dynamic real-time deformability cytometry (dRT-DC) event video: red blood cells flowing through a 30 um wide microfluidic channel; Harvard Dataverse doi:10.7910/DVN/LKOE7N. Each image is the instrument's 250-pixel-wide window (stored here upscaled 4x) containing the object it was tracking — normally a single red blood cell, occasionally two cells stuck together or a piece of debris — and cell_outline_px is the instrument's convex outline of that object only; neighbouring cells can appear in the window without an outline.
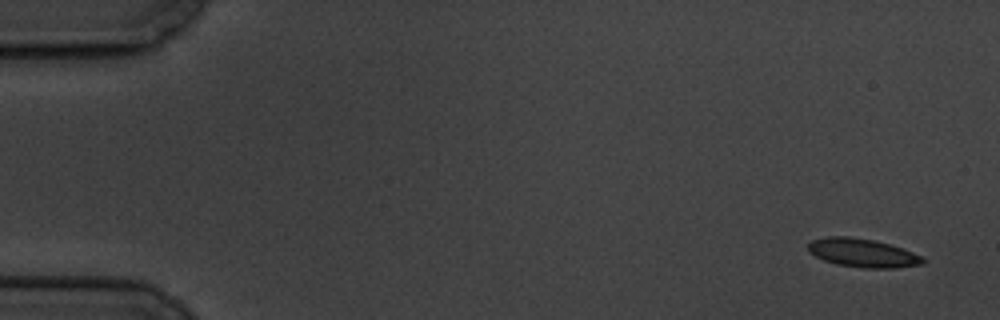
{"species": "common noctule bat (a hibernating species)", "species_latin": "Nyctalus noctula", "temperature_condition": "cold", "stored_images_in_passage": 11, "camera_frame_rate_fps": 3000, "um_per_image_px": 0.085, "animal": {"sex": "male", "body_mass_g": 19.5, "forearm_length_mm": 54.6}, "frame": {"image": 1, "passage_image": 1, "time_ms": 0.0, "image_size_px": [1000, 320], "cell_outline_px": [[924, 264], [892, 268], [864, 268], [836, 264], [824, 260], [808, 252], [808, 244], [812, 240], [828, 236], [848, 236], [872, 240], [888, 244], [912, 252], [920, 256], [924, 260]], "centroid_in_image_um": [73.28, 21.5], "position_along_channel_um": 11.7, "area_um2": 18.84}}
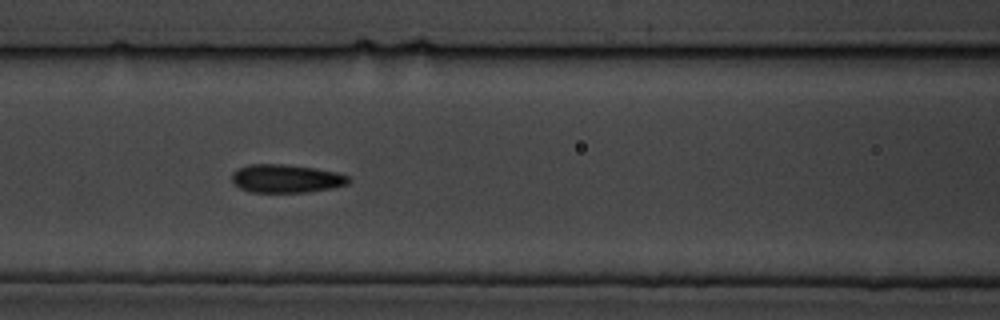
{"frame": {"image": 2, "passage_image": 7, "time_ms": 7.667, "image_size_px": [1000, 320], "cell_outline_px": [[352, 180], [348, 184], [332, 188], [308, 192], [248, 192], [240, 188], [232, 180], [232, 172], [236, 168], [248, 164], [284, 164], [316, 168], [336, 172], [348, 176]], "centroid_in_image_um": [24.32, 15.17], "position_along_channel_um": 142.3, "area_um2": 19.42}}
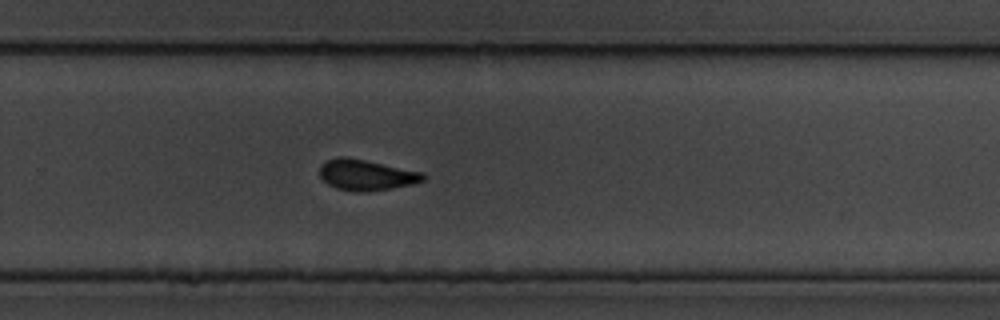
{"frame": {"image": 3, "passage_image": 11, "time_ms": 12.333, "image_size_px": [1000, 320], "cell_outline_px": [[424, 180], [412, 184], [392, 188], [368, 192], [352, 192], [336, 188], [328, 184], [320, 176], [320, 164], [336, 156], [348, 156], [424, 172]], "centroid_in_image_um": [31.11, 14.86], "position_along_channel_um": 298.7, "area_um2": 18.84}}